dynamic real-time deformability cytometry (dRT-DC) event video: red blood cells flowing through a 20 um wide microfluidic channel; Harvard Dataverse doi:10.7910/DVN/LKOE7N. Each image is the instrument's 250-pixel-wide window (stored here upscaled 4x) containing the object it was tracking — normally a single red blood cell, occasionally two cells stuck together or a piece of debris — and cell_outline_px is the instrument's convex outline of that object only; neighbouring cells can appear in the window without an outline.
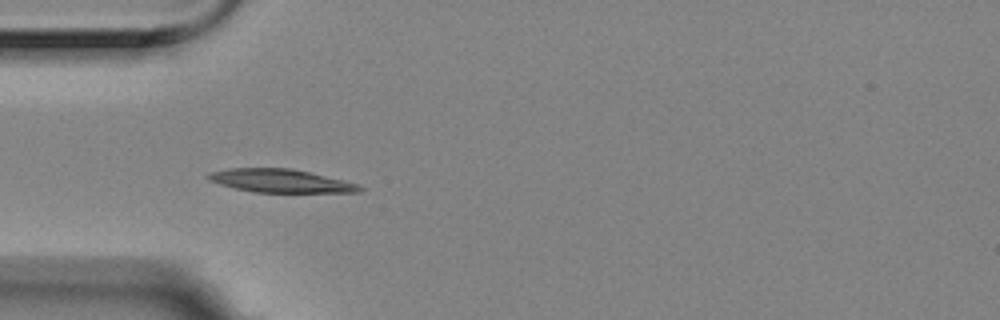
{"species": "Egyptian fruit bat (a non-hibernating species)", "species_latin": "Rousettus aegyptiacus", "temperature_condition": "room temperature", "stored_images_in_passage": 5, "camera_frame_rate_fps": 3000, "um_per_image_px": 0.085, "animal": {"sex": "female"}, "frame": {"image": 1, "passage_image": 4, "time_ms": 1.0, "image_size_px": [1000, 320], "cell_outline_px": [[364, 188], [360, 192], [252, 192], [220, 184], [208, 180], [204, 176], [208, 172], [228, 168], [292, 168], [344, 180], [360, 184]], "centroid_in_image_um": [23.83, 15.36], "position_along_channel_um": 61.2, "area_um2": 20.63}}
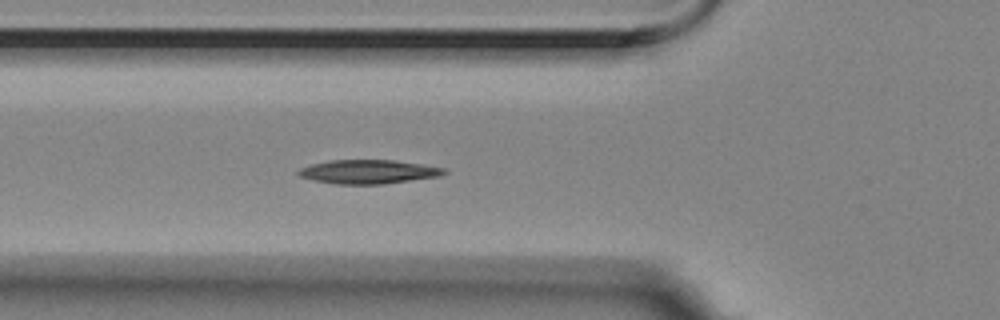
{"frame": {"image": 2, "passage_image": 5, "time_ms": 1.333, "image_size_px": [1000, 320], "cell_outline_px": [[448, 172], [440, 176], [384, 184], [336, 184], [312, 180], [300, 176], [296, 172], [300, 168], [312, 164], [328, 160], [392, 160], [424, 164], [444, 168]], "centroid_in_image_um": [31.31, 14.6], "position_along_channel_um": 94.5, "area_um2": 20.35}}